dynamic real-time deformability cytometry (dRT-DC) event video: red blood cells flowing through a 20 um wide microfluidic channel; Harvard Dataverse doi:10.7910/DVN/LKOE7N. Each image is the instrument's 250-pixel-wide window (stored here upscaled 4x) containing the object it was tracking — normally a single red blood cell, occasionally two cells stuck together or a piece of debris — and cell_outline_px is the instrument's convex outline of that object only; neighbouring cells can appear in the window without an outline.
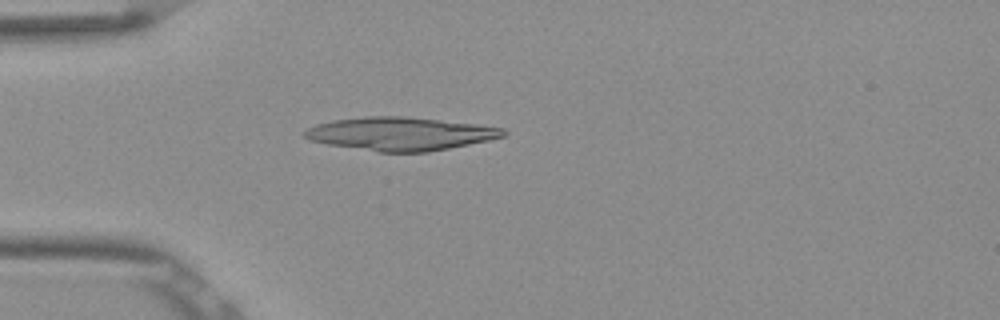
{"species": "Egyptian fruit bat (a non-hibernating species)", "species_latin": "Rousettus aegyptiacus", "temperature_condition": "room temperature", "stored_images_in_passage": 51, "camera_frame_rate_fps": 3000, "um_per_image_px": 0.085, "frame": {"image": 1, "passage_image": 14, "time_ms": 4.333, "image_size_px": [1000, 320], "cell_outline_px": [[508, 132], [504, 136], [488, 140], [428, 152], [380, 152], [328, 144], [308, 140], [300, 136], [300, 132], [316, 124], [332, 120], [364, 116], [400, 116], [440, 120], [476, 124], [504, 128]], "centroid_in_image_um": [33.96, 11.36], "position_along_channel_um": 51.0, "area_um2": 38.49}}
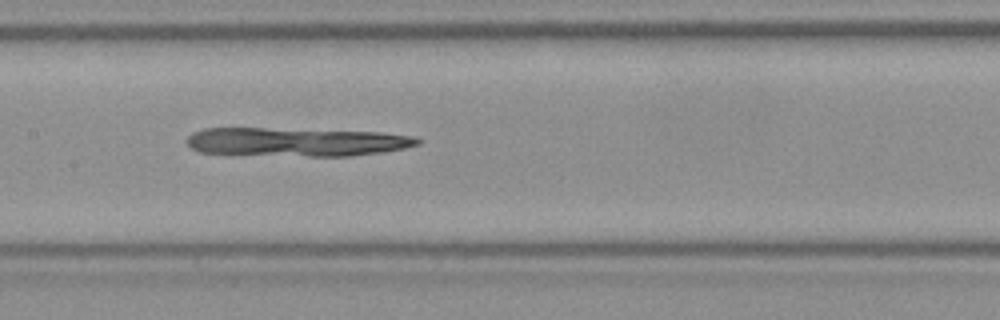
{"frame": {"image": 2, "passage_image": 25, "time_ms": 8.0, "image_size_px": [1000, 320], "cell_outline_px": [[420, 144], [404, 148], [380, 152], [348, 156], [308, 156], [196, 152], [184, 140], [192, 132], [204, 128], [264, 128], [380, 132], [416, 136], [420, 140]], "centroid_in_image_um": [25.17, 12.05], "position_along_channel_um": 182.2, "area_um2": 38.44}}
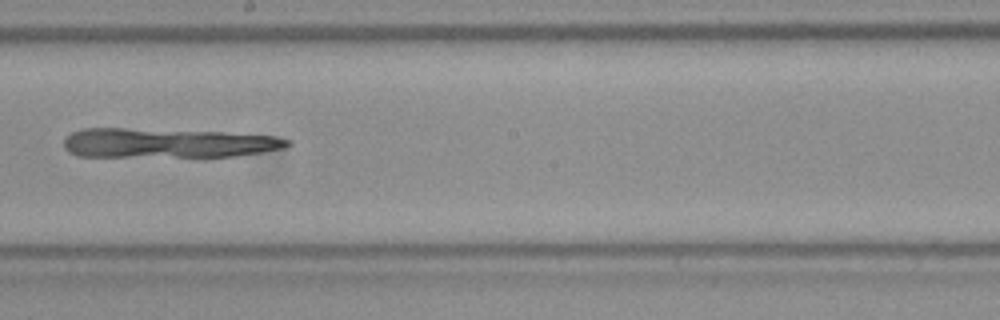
{"frame": {"image": 3, "passage_image": 29, "time_ms": 9.333, "image_size_px": [1000, 320], "cell_outline_px": [[292, 144], [284, 148], [260, 152], [232, 156], [76, 156], [68, 152], [64, 148], [64, 136], [72, 132], [84, 128], [124, 128], [224, 132], [276, 136], [292, 140]], "centroid_in_image_um": [14.21, 12.15], "position_along_channel_um": 234.0, "area_um2": 38.44}}